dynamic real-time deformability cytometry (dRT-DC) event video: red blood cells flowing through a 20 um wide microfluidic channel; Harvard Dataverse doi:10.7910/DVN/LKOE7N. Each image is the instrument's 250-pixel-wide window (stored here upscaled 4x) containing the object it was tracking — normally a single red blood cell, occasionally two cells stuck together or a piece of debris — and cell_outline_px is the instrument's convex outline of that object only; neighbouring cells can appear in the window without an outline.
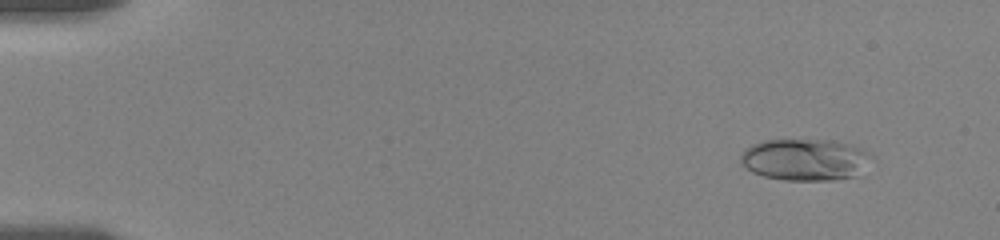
{"species": "human", "species_latin": "Homo sapiens", "temperature_condition": "room temperature", "stored_images_in_passage": 53, "camera_frame_rate_fps": 3000, "um_per_image_px": 0.085, "donor": {"sex": "female"}, "frame": {"image": 1, "passage_image": 4, "time_ms": 1.333, "image_size_px": [1000, 240], "cell_outline_px": [[876, 156], [852, 176], [832, 180], [784, 180], [764, 176], [752, 172], [740, 164], [740, 156], [744, 148], [752, 144], [764, 140], [832, 140], [852, 144]], "centroid_in_image_um": [68.39, 13.55], "position_along_channel_um": 16.6, "area_um2": 31.85}}
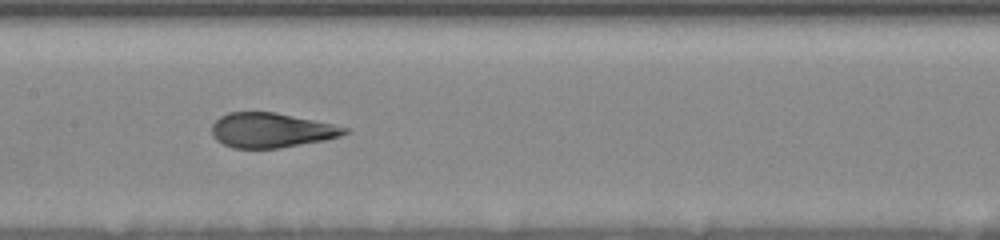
{"frame": {"image": 2, "passage_image": 28, "time_ms": 9.333, "image_size_px": [1000, 240], "cell_outline_px": [[352, 128], [348, 132], [340, 136], [324, 140], [280, 148], [232, 148], [216, 140], [212, 136], [212, 124], [220, 116], [228, 112], [276, 112]], "centroid_in_image_um": [23.06, 11.07], "position_along_channel_um": 184.3, "area_um2": 26.93}}
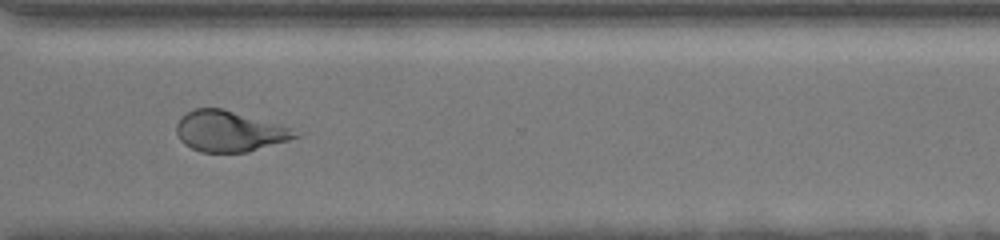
{"frame": {"image": 3, "passage_image": 52, "time_ms": 14.0, "image_size_px": [1000, 240], "cell_outline_px": [[304, 132], [300, 136], [288, 140], [248, 152], [200, 152], [184, 144], [180, 140], [176, 132], [176, 124], [180, 116], [192, 108], [224, 108]], "centroid_in_image_um": [19.48, 11.15], "position_along_channel_um": 351.1, "area_um2": 28.38}}